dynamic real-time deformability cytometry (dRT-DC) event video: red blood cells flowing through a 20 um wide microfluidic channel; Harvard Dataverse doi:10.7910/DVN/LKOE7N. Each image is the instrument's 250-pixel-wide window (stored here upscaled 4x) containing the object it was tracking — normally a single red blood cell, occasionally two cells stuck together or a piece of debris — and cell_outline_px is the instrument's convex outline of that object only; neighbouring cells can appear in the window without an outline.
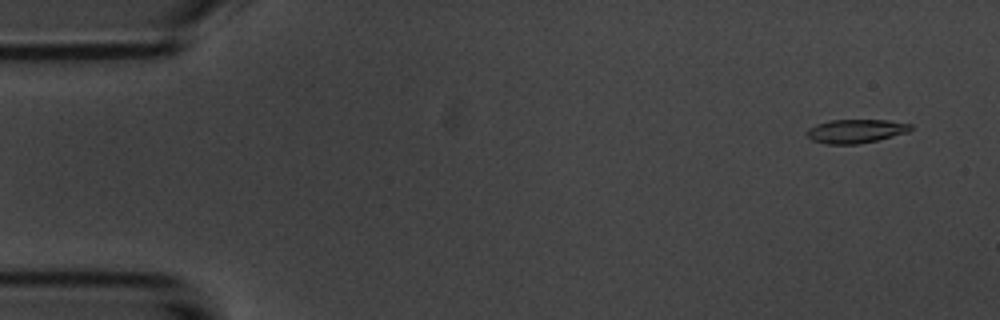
{"species": "common noctule bat (a hibernating species)", "species_latin": "Nyctalus noctula", "temperature_condition": "room temperature", "stored_images_in_passage": 4, "camera_frame_rate_fps": 3000, "um_per_image_px": 0.085, "animal": {"sex": "male", "body_mass_g": 20.1, "forearm_length_mm": 53.5}, "frame": {"image": 1, "passage_image": 1, "time_ms": 0.0, "image_size_px": [1000, 320], "cell_outline_px": [[912, 128], [908, 132], [876, 140], [856, 144], [824, 144], [812, 140], [808, 136], [808, 128], [816, 124], [828, 120], [888, 120], [912, 124]], "centroid_in_image_um": [72.73, 11.14], "position_along_channel_um": 12.3, "area_um2": 14.28}}